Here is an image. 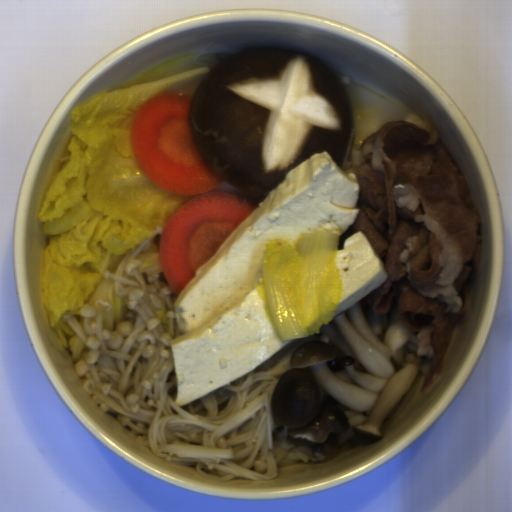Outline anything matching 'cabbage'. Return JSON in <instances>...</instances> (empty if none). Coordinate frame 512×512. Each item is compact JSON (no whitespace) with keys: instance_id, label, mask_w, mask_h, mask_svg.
Returning a JSON list of instances; mask_svg holds the SVG:
<instances>
[{"instance_id":"4","label":"cabbage","mask_w":512,"mask_h":512,"mask_svg":"<svg viewBox=\"0 0 512 512\" xmlns=\"http://www.w3.org/2000/svg\"><path fill=\"white\" fill-rule=\"evenodd\" d=\"M161 237L162 234L156 235L150 249L144 251L136 258L140 262L139 270L145 277L152 274L164 273L160 262Z\"/></svg>"},{"instance_id":"3","label":"cabbage","mask_w":512,"mask_h":512,"mask_svg":"<svg viewBox=\"0 0 512 512\" xmlns=\"http://www.w3.org/2000/svg\"><path fill=\"white\" fill-rule=\"evenodd\" d=\"M354 133L351 147H358L369 135L379 130L386 119L382 106H366L352 109Z\"/></svg>"},{"instance_id":"1","label":"cabbage","mask_w":512,"mask_h":512,"mask_svg":"<svg viewBox=\"0 0 512 512\" xmlns=\"http://www.w3.org/2000/svg\"><path fill=\"white\" fill-rule=\"evenodd\" d=\"M183 52L85 99L69 113L70 135L42 199L38 218L47 238L39 277L48 324L77 361L83 344L62 315L108 304L102 321L114 330L128 313L113 280L134 253L189 199L156 186L139 166L131 132L139 108L165 92H194L212 68Z\"/></svg>"},{"instance_id":"2","label":"cabbage","mask_w":512,"mask_h":512,"mask_svg":"<svg viewBox=\"0 0 512 512\" xmlns=\"http://www.w3.org/2000/svg\"><path fill=\"white\" fill-rule=\"evenodd\" d=\"M340 236L309 231L290 243L265 242L257 287L280 342L314 335L329 325L345 290L336 268Z\"/></svg>"}]
</instances>
